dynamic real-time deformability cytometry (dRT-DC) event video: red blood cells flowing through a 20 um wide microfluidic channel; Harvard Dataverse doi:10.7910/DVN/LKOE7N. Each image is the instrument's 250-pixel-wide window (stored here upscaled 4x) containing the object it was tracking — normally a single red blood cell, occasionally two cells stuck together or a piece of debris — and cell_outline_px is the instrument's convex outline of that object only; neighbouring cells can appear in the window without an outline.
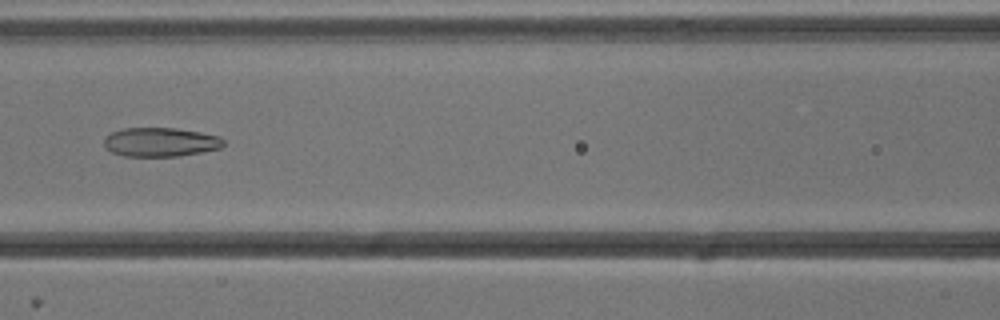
{"species": "common noctule bat (a hibernating species)", "species_latin": "Nyctalus noctula", "temperature_condition": "cold", "stored_images_in_passage": 37, "camera_frame_rate_fps": 3000, "um_per_image_px": 0.085, "animal": {"sex": "male", "body_mass_g": 13.3}, "frame": {"image": 1, "passage_image": 12, "time_ms": 3.667, "image_size_px": [1000, 320], "cell_outline_px": [[224, 144], [220, 148], [180, 156], [124, 156], [112, 152], [104, 144], [104, 140], [112, 132], [124, 128], [176, 128], [200, 132], [220, 136], [224, 140]], "centroid_in_image_um": [13.67, 12.07], "position_along_channel_um": 152.9, "area_um2": 20.06}}
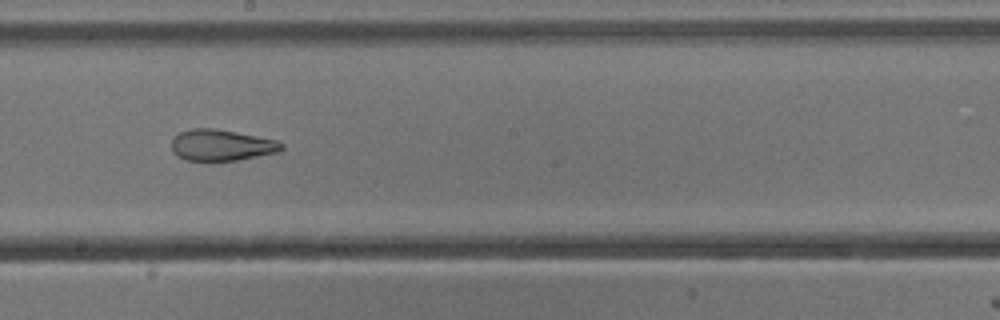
{"frame": {"image": 2, "passage_image": 18, "time_ms": 5.667, "image_size_px": [1000, 320], "cell_outline_px": [[284, 148], [280, 152], [236, 160], [188, 160], [176, 156], [172, 152], [172, 140], [180, 132], [192, 128], [216, 128], [276, 140], [284, 144]], "centroid_in_image_um": [18.83, 12.33], "position_along_channel_um": 229.4, "area_um2": 19.94}}
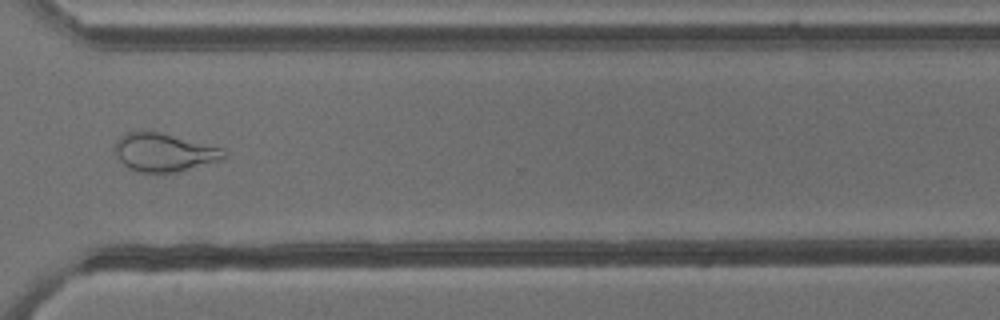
{"frame": {"image": 3, "passage_image": 28, "time_ms": 9.0, "image_size_px": [1000, 320], "cell_outline_px": [[224, 160], [180, 172], [136, 172], [128, 168], [120, 160], [116, 152], [116, 140], [120, 136], [128, 132], [160, 132], [224, 148]], "centroid_in_image_um": [13.99, 12.97], "position_along_channel_um": 356.6, "area_um2": 24.28}, "authors_computed_cell_mechanics": {"area_um2": 22.0796, "velocity_mm_per_s": 3.8422, "shape_relaxation_time_tau1_ms": null, "shape_relaxation_time_tau2_ms": 2.4027, "deformation_change_tau1": null, "deformation_change_tau2": 0.1061}}